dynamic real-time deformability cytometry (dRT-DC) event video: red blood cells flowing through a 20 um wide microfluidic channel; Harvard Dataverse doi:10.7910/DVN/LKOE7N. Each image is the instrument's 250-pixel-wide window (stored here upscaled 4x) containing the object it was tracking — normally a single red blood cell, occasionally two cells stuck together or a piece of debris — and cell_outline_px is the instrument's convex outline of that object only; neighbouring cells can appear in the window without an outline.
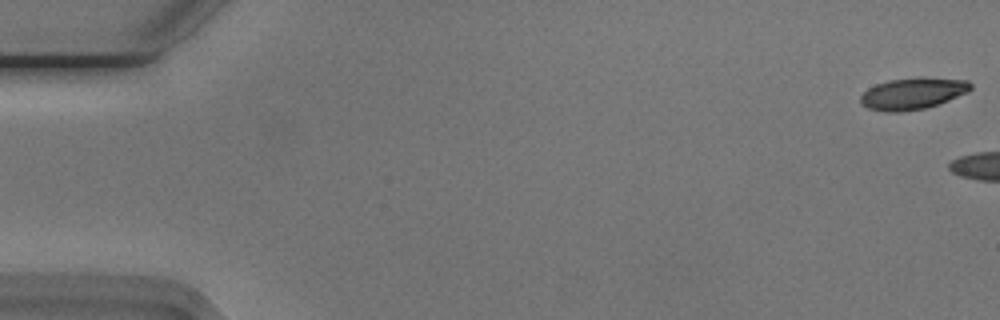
{"species": "Egyptian fruit bat (a non-hibernating species)", "species_latin": "Rousettus aegyptiacus", "temperature_condition": "cold", "stored_images_in_passage": 6, "camera_frame_rate_fps": 3000, "um_per_image_px": 0.085, "animal": {"sex": "male"}, "frame": {"image": 1, "passage_image": 1, "time_ms": 0.0, "image_size_px": [1000, 320], "cell_outline_px": [[972, 88], [968, 92], [948, 100], [924, 108], [900, 112], [884, 112], [868, 108], [860, 104], [860, 96], [868, 88], [876, 84], [888, 80], [968, 80], [972, 84]], "centroid_in_image_um": [77.5, 8.0], "position_along_channel_um": 7.5, "area_um2": 19.36}}